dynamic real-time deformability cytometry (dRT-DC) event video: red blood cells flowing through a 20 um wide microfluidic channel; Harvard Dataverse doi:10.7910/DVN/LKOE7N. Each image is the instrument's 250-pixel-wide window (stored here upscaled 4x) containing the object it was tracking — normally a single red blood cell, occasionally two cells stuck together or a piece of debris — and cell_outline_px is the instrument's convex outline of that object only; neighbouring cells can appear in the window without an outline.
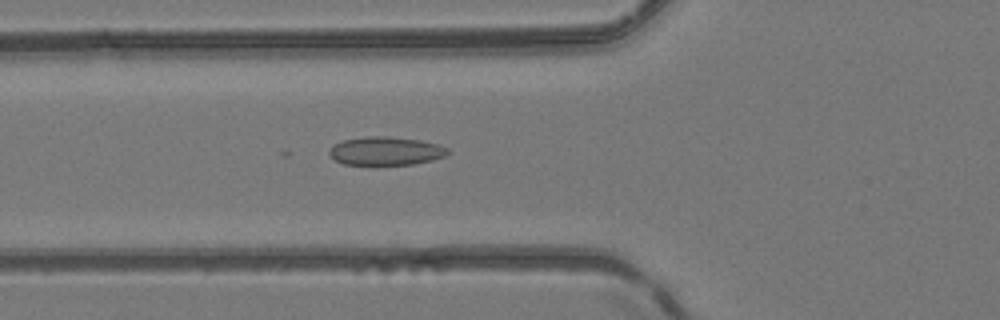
{"species": "common noctule bat (a hibernating species)", "species_latin": "Nyctalus noctula", "temperature_condition": "room temperature", "stored_images_in_passage": 52, "camera_frame_rate_fps": 3000, "um_per_image_px": 0.085, "animal": {"sex": "female", "body_mass_g": 24.6, "forearm_length_mm": 56.2}, "frame": {"image": 1, "passage_image": 20, "time_ms": 6.333, "image_size_px": [1000, 320], "cell_outline_px": [[448, 152], [444, 156], [432, 160], [412, 164], [376, 168], [344, 164], [336, 160], [328, 152], [336, 144], [344, 140], [368, 136], [388, 136], [420, 140], [440, 144], [448, 148]], "centroid_in_image_um": [32.8, 12.88], "position_along_channel_um": 93.0, "area_um2": 20.29}}
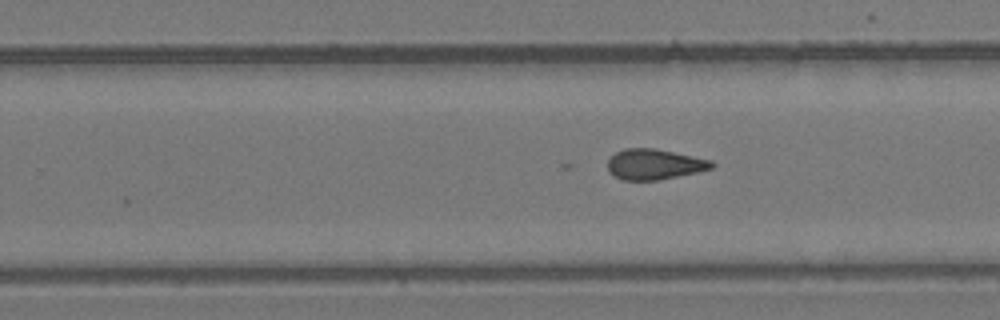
{"frame": {"image": 2, "passage_image": 33, "time_ms": 10.667, "image_size_px": [1000, 320], "cell_outline_px": [[716, 164], [712, 168], [696, 172], [656, 180], [624, 180], [608, 172], [608, 160], [616, 152], [624, 148], [656, 148], [712, 160]], "centroid_in_image_um": [55.62, 13.95], "position_along_channel_um": 274.2, "area_um2": 18.38}}
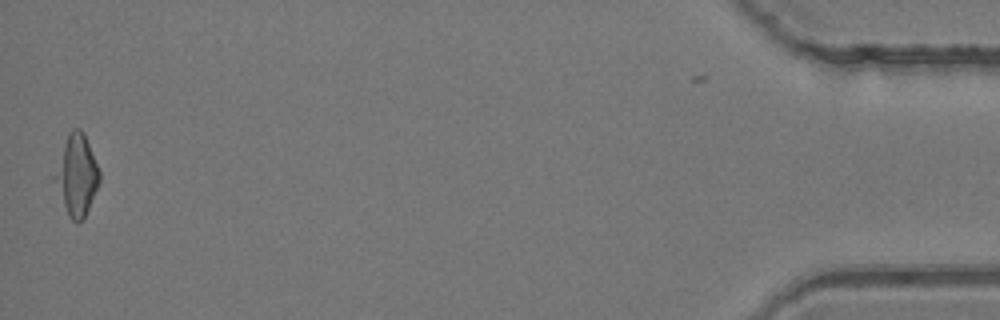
{"frame": {"image": 3, "passage_image": 51, "time_ms": 16.667, "image_size_px": [1000, 320], "cell_outline_px": [[100, 180], [84, 220], [76, 224], [68, 216], [52, 176], [68, 132], [72, 128], [80, 128], [84, 132], [100, 172]], "centroid_in_image_um": [6.51, 14.89], "position_along_channel_um": 428.7, "area_um2": 21.04}}